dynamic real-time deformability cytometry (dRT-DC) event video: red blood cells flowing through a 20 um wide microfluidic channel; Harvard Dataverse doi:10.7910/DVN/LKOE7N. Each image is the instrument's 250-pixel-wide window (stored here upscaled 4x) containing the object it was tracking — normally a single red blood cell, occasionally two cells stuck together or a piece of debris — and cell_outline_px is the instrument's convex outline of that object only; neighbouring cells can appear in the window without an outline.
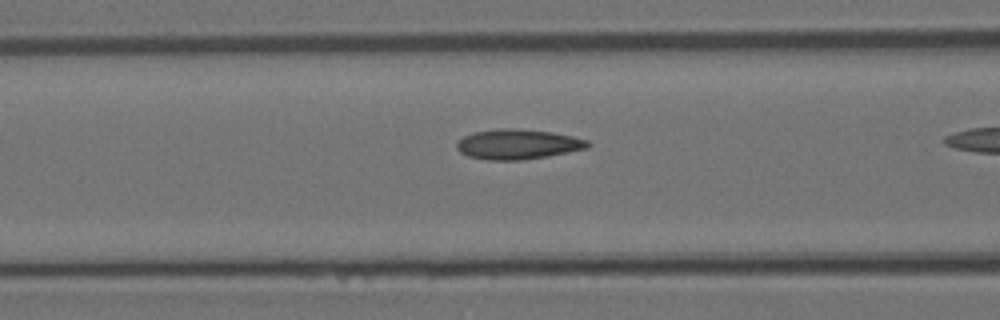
{"species": "Egyptian fruit bat (a non-hibernating species)", "species_latin": "Rousettus aegyptiacus", "temperature_condition": "room temperature", "stored_images_in_passage": 16, "camera_frame_rate_fps": 3000, "um_per_image_px": 0.085, "animal": {"sex": "female"}, "frame": {"image": 1, "passage_image": 12, "time_ms": 3.667, "image_size_px": [1000, 320], "cell_outline_px": [[592, 144], [588, 148], [548, 156], [520, 160], [488, 160], [468, 156], [460, 152], [456, 148], [456, 144], [464, 136], [476, 132], [500, 128], [516, 128], [552, 132], [572, 136], [588, 140]], "centroid_in_image_um": [44.04, 12.26], "position_along_channel_um": 122.6, "area_um2": 22.89}}